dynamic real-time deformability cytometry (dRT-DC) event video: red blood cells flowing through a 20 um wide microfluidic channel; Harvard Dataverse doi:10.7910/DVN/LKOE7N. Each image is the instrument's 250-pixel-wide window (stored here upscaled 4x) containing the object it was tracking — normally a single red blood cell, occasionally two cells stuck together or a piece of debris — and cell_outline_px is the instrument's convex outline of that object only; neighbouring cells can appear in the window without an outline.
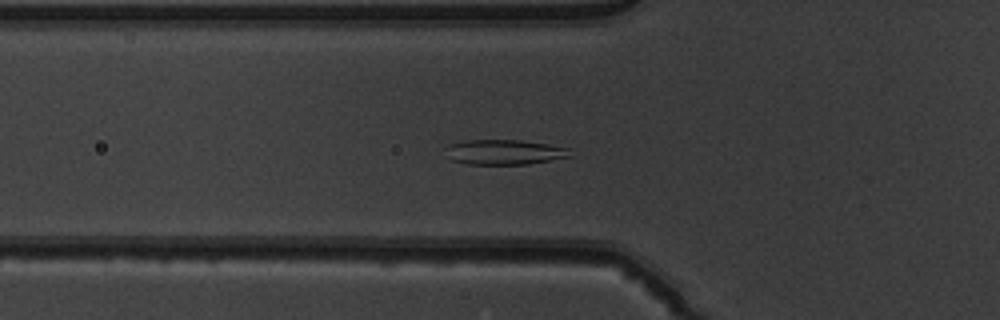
{"species": "common noctule bat (a hibernating species)", "species_latin": "Nyctalus noctula", "temperature_condition": "warm", "stored_images_in_passage": 36, "camera_frame_rate_fps": 3000, "um_per_image_px": 0.085, "animal": {"sex": "male", "body_mass_g": 19.5, "forearm_length_mm": 54.6}, "frame": {"image": 1, "passage_image": 2, "time_ms": 0.333, "image_size_px": [1000, 320], "cell_outline_px": [[572, 156], [528, 164], [468, 164], [452, 160], [448, 148], [448, 144], [468, 140], [520, 140], [548, 144], [568, 148]], "centroid_in_image_um": [42.92, 12.92], "position_along_channel_um": 82.9, "area_um2": 17.8}}
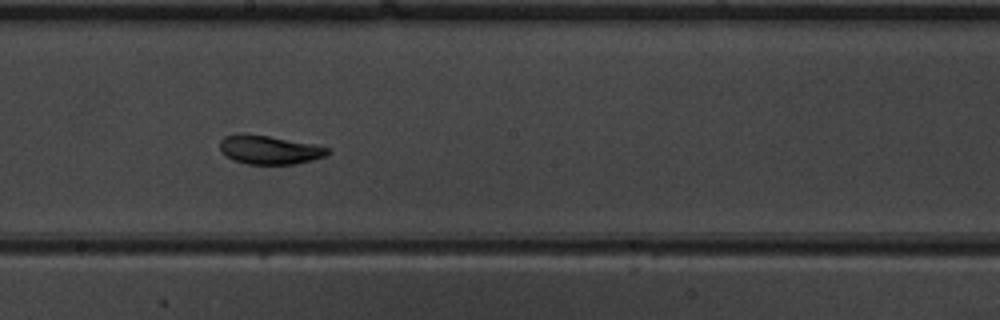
{"frame": {"image": 2, "passage_image": 13, "time_ms": 4.0, "image_size_px": [1000, 320], "cell_outline_px": [[332, 152], [324, 156], [312, 160], [296, 164], [248, 164], [232, 160], [220, 152], [220, 140], [224, 136], [236, 132], [240, 132], [268, 136], [316, 144], [328, 148]], "centroid_in_image_um": [22.86, 12.72], "position_along_channel_um": 225.3, "area_um2": 18.38}}
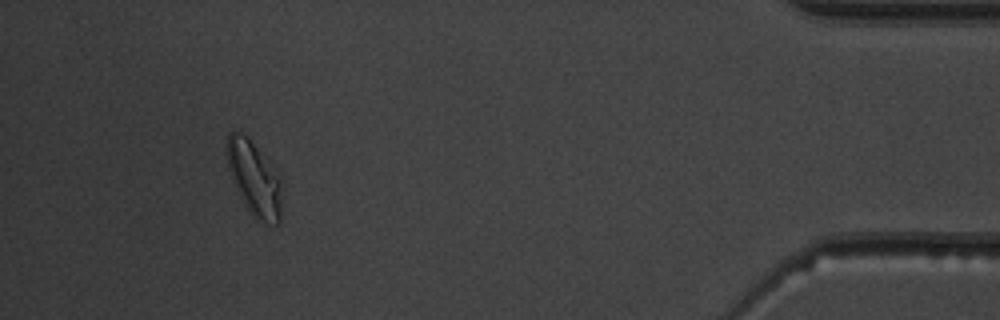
{"frame": {"image": 3, "passage_image": 32, "time_ms": 10.333, "image_size_px": [1000, 320], "cell_outline_px": [[284, 188], [280, 220], [276, 224], [256, 220], [252, 216], [244, 204], [232, 180], [228, 168], [228, 132], [240, 132], [248, 136], [280, 172]], "centroid_in_image_um": [21.69, 15.19], "position_along_channel_um": 413.5, "area_um2": 24.51}, "authors_computed_cell_mechanics": {"area_um2": 18.3804, "velocity_mm_per_s": 3.8779, "shape_relaxation_time_tau1_ms": 5.0383, "shape_relaxation_time_tau2_ms": 1.8632, "deformation_change_tau1": 0.1443, "deformation_change_tau2": 0.0472}}